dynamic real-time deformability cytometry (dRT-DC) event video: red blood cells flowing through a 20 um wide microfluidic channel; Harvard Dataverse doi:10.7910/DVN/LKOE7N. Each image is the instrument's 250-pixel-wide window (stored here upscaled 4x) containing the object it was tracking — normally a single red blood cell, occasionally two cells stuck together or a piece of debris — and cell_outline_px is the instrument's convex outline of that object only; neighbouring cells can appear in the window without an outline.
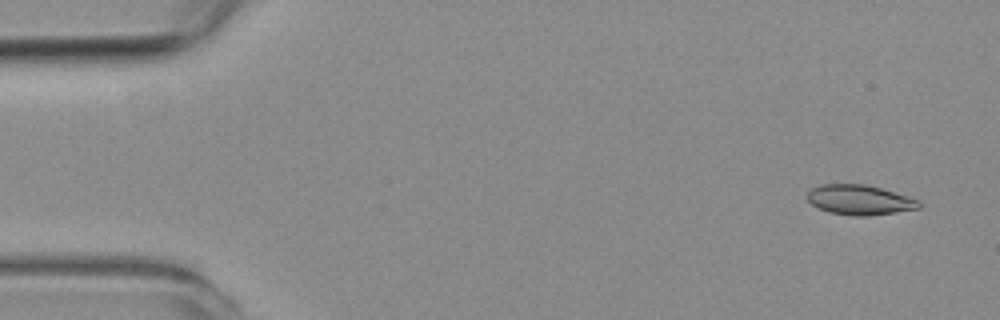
{"species": "common noctule bat (a hibernating species)", "species_latin": "Nyctalus noctula", "temperature_condition": "room temperature", "stored_images_in_passage": 53, "camera_frame_rate_fps": 3000, "um_per_image_px": 0.085, "animal": {"sex": "female", "body_mass_g": 19.3, "forearm_length_mm": 54.1}, "frame": {"image": 1, "passage_image": 1, "time_ms": 0.0, "image_size_px": [1000, 320], "cell_outline_px": [[920, 208], [896, 212], [868, 216], [856, 216], [828, 212], [812, 204], [808, 200], [808, 192], [812, 188], [820, 184], [864, 184], [880, 188], [908, 196], [920, 200]], "centroid_in_image_um": [73.08, 16.99], "position_along_channel_um": 11.9, "area_um2": 19.36}}
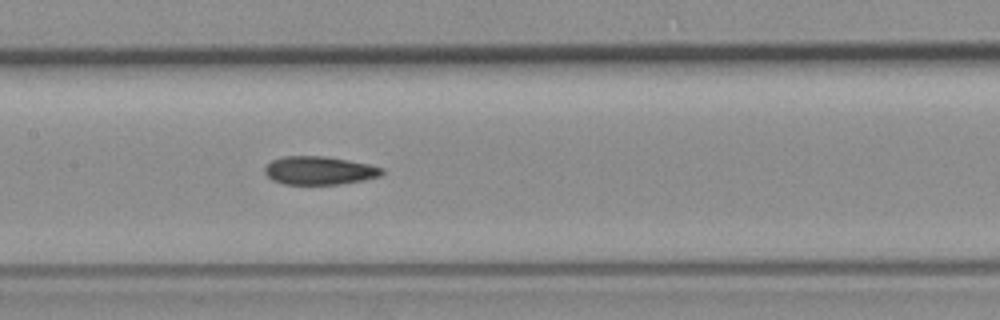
{"frame": {"image": 2, "passage_image": 24, "time_ms": 7.667, "image_size_px": [1000, 320], "cell_outline_px": [[384, 172], [380, 176], [364, 180], [340, 184], [284, 184], [272, 180], [264, 172], [264, 168], [272, 160], [284, 156], [324, 156], [348, 160], [368, 164], [384, 168]], "centroid_in_image_um": [27.15, 14.49], "position_along_channel_um": 180.3, "area_um2": 19.31}}
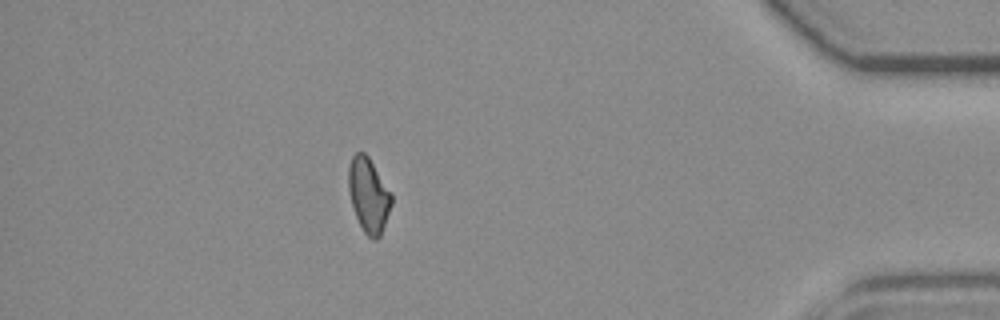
{"frame": {"image": 3, "passage_image": 46, "time_ms": 15.0, "image_size_px": [1000, 320], "cell_outline_px": [[392, 204], [380, 236], [376, 240], [372, 240], [364, 232], [356, 216], [352, 204], [348, 188], [348, 168], [352, 156], [356, 152], [364, 152], [368, 156], [392, 192]], "centroid_in_image_um": [31.34, 16.57], "position_along_channel_um": 403.9, "area_um2": 18.67}, "authors_computed_cell_mechanics": {"area_um2": 19.4208, "velocity_mm_per_s": 3.7417, "shape_relaxation_time_tau1_ms": null, "shape_relaxation_time_tau2_ms": 5.0364, "deformation_change_tau1": null, "deformation_change_tau2": 0.0967}}